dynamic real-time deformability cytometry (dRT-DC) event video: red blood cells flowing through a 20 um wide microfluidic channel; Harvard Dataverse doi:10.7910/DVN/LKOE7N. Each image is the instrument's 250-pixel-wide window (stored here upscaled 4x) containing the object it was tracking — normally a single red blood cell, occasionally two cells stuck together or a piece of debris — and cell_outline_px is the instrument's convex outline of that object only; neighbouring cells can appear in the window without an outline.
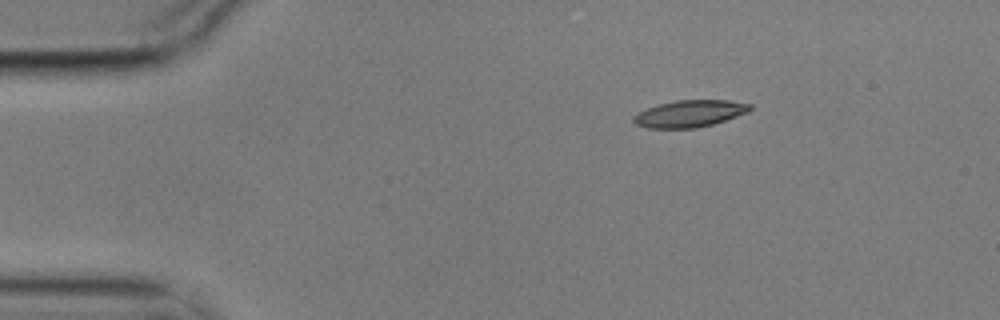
{"species": "common noctule bat (a hibernating species)", "species_latin": "Nyctalus noctula", "temperature_condition": "cold", "stored_images_in_passage": 49, "camera_frame_rate_fps": 3000, "um_per_image_px": 0.085, "animal": {"sex": "male", "body_mass_g": 17.9}, "frame": {"image": 1, "passage_image": 1, "time_ms": 0.0, "image_size_px": [1000, 320], "cell_outline_px": [[752, 108], [748, 112], [712, 124], [696, 128], [648, 128], [636, 124], [632, 120], [632, 116], [636, 112], [660, 104], [676, 100], [728, 100], [752, 104]], "centroid_in_image_um": [58.6, 9.65], "position_along_channel_um": 26.4, "area_um2": 18.21}}
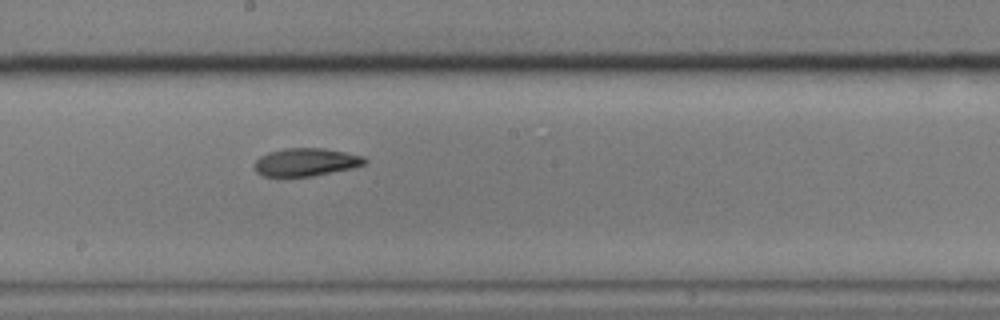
{"frame": {"image": 2, "passage_image": 23, "time_ms": 7.333, "image_size_px": [1000, 320], "cell_outline_px": [[368, 160], [364, 164], [352, 168], [312, 176], [264, 176], [256, 172], [256, 160], [260, 156], [268, 152], [284, 148], [324, 148], [364, 156]], "centroid_in_image_um": [26.02, 13.77], "position_along_channel_um": 222.2, "area_um2": 17.8}}
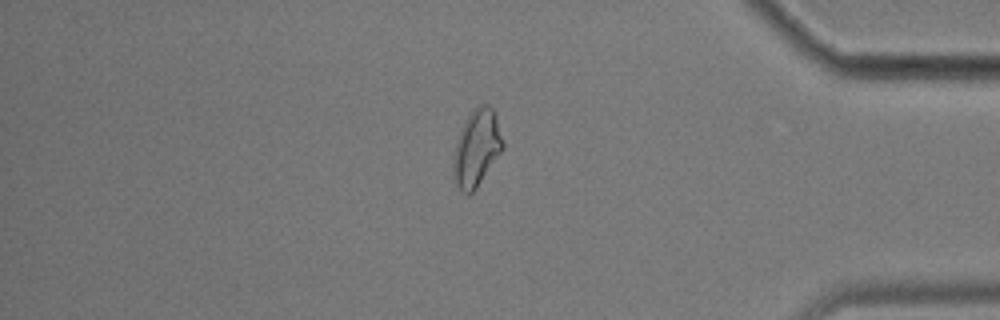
{"frame": {"image": 3, "passage_image": 40, "time_ms": 13.0, "image_size_px": [1000, 320], "cell_outline_px": [[504, 148], [476, 188], [468, 196], [456, 184], [452, 164], [456, 140], [468, 116], [480, 104], [488, 104], [492, 108], [496, 116], [504, 144]], "centroid_in_image_um": [40.52, 12.59], "position_along_channel_um": 394.7, "area_um2": 21.73}, "authors_computed_cell_mechanics": {"area_um2": 18.6116, "velocity_mm_per_s": 3.5292, "shape_relaxation_time_tau1_ms": 7.1935, "shape_relaxation_time_tau2_ms": 3.746, "deformation_change_tau1": 0.1955, "deformation_change_tau2": 0.0973}}